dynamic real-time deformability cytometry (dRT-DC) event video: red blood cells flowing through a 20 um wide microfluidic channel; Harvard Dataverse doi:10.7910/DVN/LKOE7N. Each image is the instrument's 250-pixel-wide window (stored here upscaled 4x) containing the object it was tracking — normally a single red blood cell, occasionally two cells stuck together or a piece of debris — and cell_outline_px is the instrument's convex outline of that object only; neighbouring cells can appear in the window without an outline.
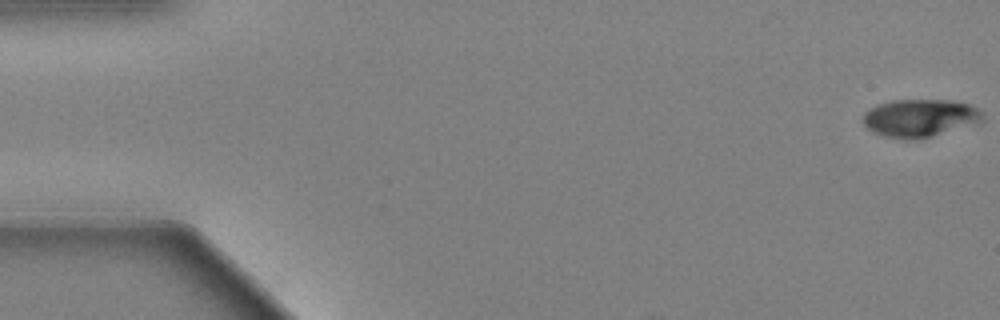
{"species": "Egyptian fruit bat (a non-hibernating species)", "species_latin": "Rousettus aegyptiacus", "temperature_condition": "warm", "stored_images_in_passage": 57, "camera_frame_rate_fps": 3000, "um_per_image_px": 0.085, "animal": {"sex": "female"}, "frame": {"image": 1, "passage_image": 1, "time_ms": 0.0, "image_size_px": [1000, 320], "cell_outline_px": [[984, 120], [980, 124], [928, 136], [884, 136], [872, 132], [860, 120], [864, 112], [868, 108], [876, 104], [892, 100], [952, 100], [968, 104], [984, 112]], "centroid_in_image_um": [78.21, 9.98], "position_along_channel_um": 6.8, "area_um2": 26.07}}
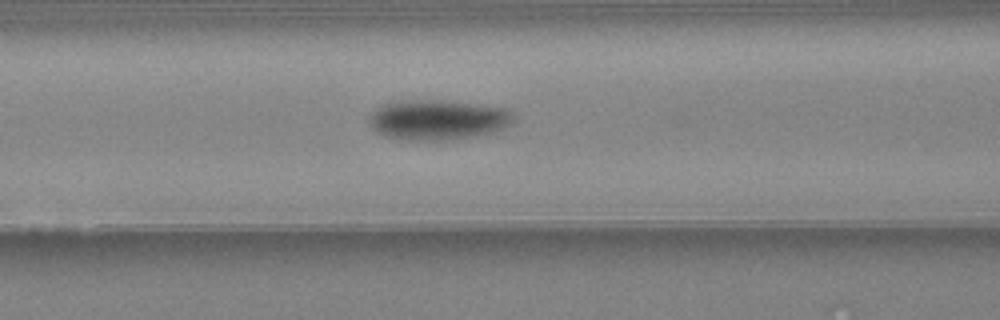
{"frame": {"image": 2, "passage_image": 24, "time_ms": 7.667, "image_size_px": [1000, 320], "cell_outline_px": [[516, 116], [508, 124], [500, 128], [488, 132], [440, 140], [400, 140], [384, 136], [372, 124], [372, 116], [376, 108], [384, 104], [412, 100], [452, 100], [484, 104], [508, 108], [516, 112]], "centroid_in_image_um": [37.28, 10.14], "position_along_channel_um": 129.3, "area_um2": 33.12}}
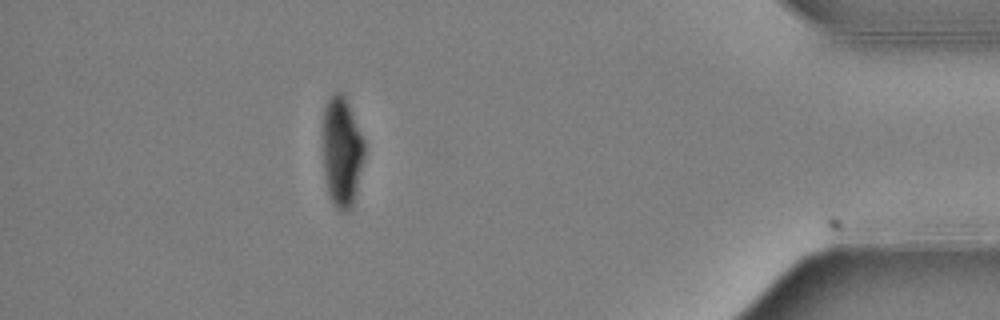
{"frame": {"image": 3, "passage_image": 51, "time_ms": 16.667, "image_size_px": [1000, 320], "cell_outline_px": [[364, 156], [352, 208], [348, 212], [340, 212], [336, 208], [328, 192], [324, 176], [324, 108], [328, 96], [332, 92], [340, 92], [344, 96], [348, 104], [364, 140]], "centroid_in_image_um": [29.05, 12.91], "position_along_channel_um": 406.1, "area_um2": 26.36}}